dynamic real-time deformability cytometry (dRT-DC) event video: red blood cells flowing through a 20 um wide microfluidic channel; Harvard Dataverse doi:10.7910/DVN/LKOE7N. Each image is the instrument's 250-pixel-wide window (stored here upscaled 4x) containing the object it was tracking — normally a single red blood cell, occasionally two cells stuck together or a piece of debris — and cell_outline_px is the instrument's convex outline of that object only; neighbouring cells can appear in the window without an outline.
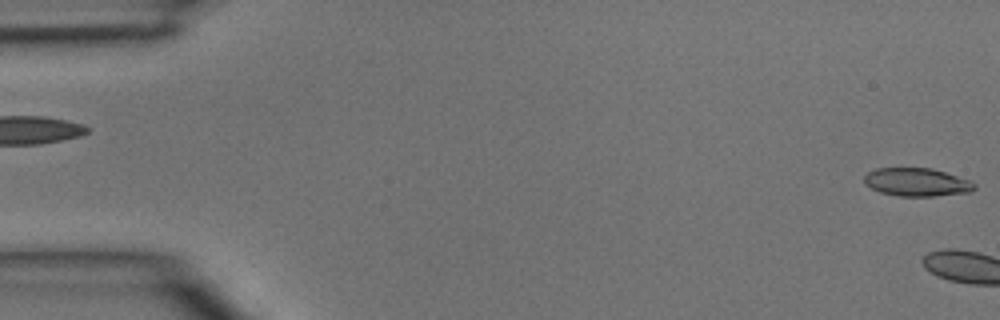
{"species": "common noctule bat (a hibernating species)", "species_latin": "Nyctalus noctula", "temperature_condition": "room temperature", "stored_images_in_passage": 5, "segment_of_instrument_passage": [2, 2], "camera_frame_rate_fps": 3000, "um_per_image_px": 0.085, "animal": {"sex": "male", "body_mass_g": 15.6}, "frame": {"image": 1, "passage_image": 5, "time_ms": 1.333, "image_size_px": [1000, 320], "cell_outline_px": [[976, 188], [972, 192], [936, 196], [900, 196], [880, 192], [864, 184], [864, 176], [868, 172], [876, 168], [932, 168], [972, 180], [976, 184]], "centroid_in_image_um": [77.97, 15.48], "position_along_channel_um": 7.0, "area_um2": 18.32}}